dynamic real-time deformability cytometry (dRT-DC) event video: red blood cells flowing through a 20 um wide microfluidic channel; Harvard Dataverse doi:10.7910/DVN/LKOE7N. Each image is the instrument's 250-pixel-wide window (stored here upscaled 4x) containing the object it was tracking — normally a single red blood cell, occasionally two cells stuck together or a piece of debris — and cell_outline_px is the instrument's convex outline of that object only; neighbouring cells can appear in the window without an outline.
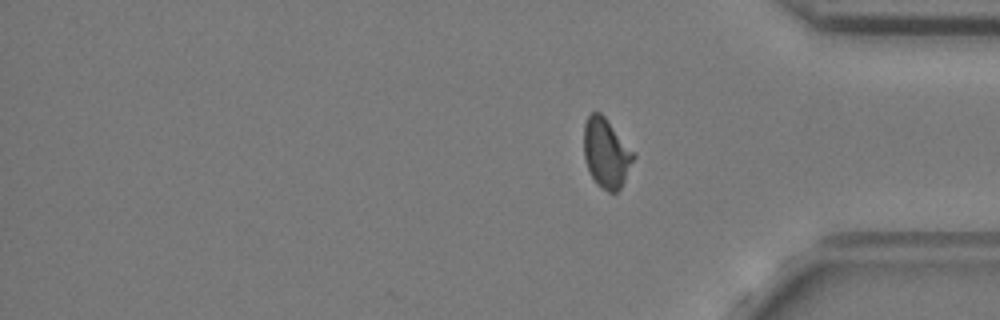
{"species": "common noctule bat (a hibernating species)", "species_latin": "Nyctalus noctula", "temperature_condition": "cold", "stored_images_in_passage": 45, "camera_frame_rate_fps": 3000, "um_per_image_px": 0.085, "animal": {"sex": "female", "body_mass_g": 24.6, "forearm_length_mm": 56.2}, "frame": {"image": 1, "passage_image": 45, "time_ms": 14.667, "image_size_px": [1000, 320], "cell_outline_px": [[636, 156], [620, 188], [616, 192], [608, 192], [596, 184], [588, 168], [584, 156], [584, 124], [588, 116], [592, 112], [600, 112], [604, 116], [636, 152]], "centroid_in_image_um": [51.55, 12.99], "position_along_channel_um": 383.7, "area_um2": 20.11}, "authors_computed_cell_mechanics": {"area_um2": 20.1144, "velocity_mm_per_s": 3.6689, "shape_relaxation_time_tau1_ms": 9.8735, "shape_relaxation_time_tau2_ms": 0.9674, "deformation_change_tau1": 0.1579, "deformation_change_tau2": 0.0713}}